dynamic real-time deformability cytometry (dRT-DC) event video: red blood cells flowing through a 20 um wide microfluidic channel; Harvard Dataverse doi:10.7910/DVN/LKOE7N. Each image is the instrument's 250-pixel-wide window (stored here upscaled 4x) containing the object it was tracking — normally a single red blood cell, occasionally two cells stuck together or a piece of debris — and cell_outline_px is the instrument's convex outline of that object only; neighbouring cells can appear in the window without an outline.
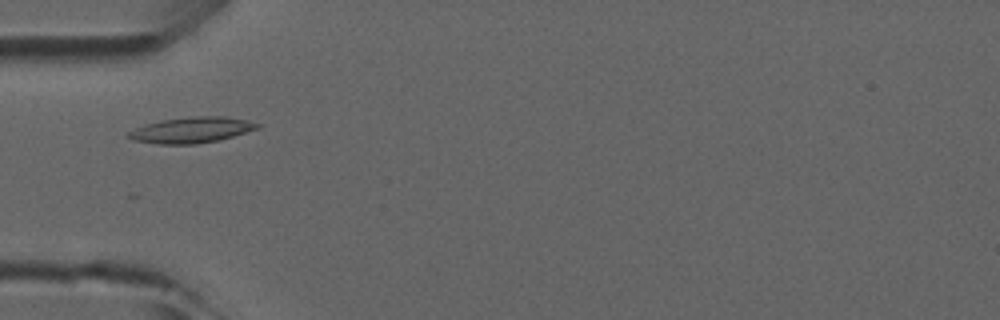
{"species": "common noctule bat (a hibernating species)", "species_latin": "Nyctalus noctula", "temperature_condition": "room temperature", "stored_images_in_passage": 44, "camera_frame_rate_fps": 3000, "um_per_image_px": 0.085, "animal": {"sex": "male", "forearm_length_mm": 52.5}, "frame": {"image": 1, "passage_image": 11, "time_ms": 3.333, "image_size_px": [1000, 320], "cell_outline_px": [[260, 128], [220, 140], [196, 144], [160, 144], [132, 140], [124, 136], [128, 132], [144, 124], [160, 120], [192, 116], [224, 116], [248, 120], [260, 124]], "centroid_in_image_um": [16.27, 11.05], "position_along_channel_um": 68.7, "area_um2": 19.59}}
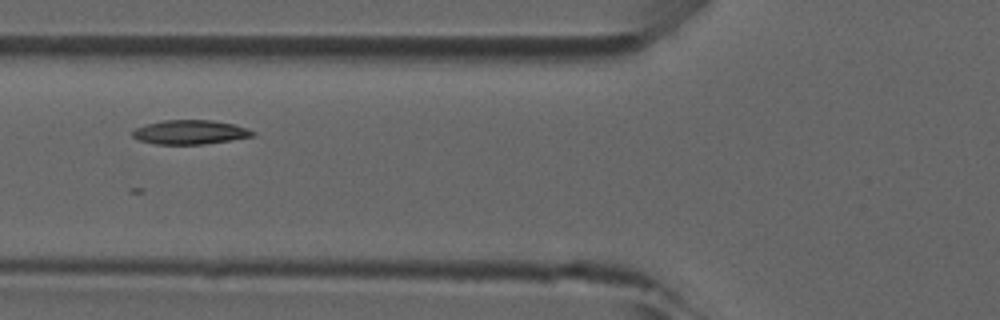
{"frame": {"image": 2, "passage_image": 14, "time_ms": 4.333, "image_size_px": [1000, 320], "cell_outline_px": [[256, 136], [204, 144], [156, 144], [140, 140], [132, 136], [132, 132], [136, 128], [144, 124], [164, 120], [212, 120], [232, 124], [248, 128], [256, 132]], "centroid_in_image_um": [16.18, 11.23], "position_along_channel_um": 109.6, "area_um2": 16.94}}